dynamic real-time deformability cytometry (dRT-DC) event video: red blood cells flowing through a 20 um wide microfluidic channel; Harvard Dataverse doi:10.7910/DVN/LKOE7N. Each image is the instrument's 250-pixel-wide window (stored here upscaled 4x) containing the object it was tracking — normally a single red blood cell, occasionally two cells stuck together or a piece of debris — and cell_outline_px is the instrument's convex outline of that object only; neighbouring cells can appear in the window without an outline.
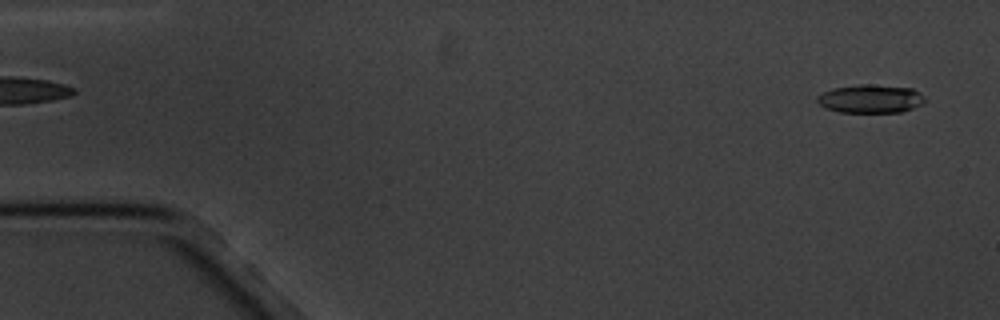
{"species": "common noctule bat (a hibernating species)", "species_latin": "Nyctalus noctula", "temperature_condition": "cold", "stored_images_in_passage": 5, "camera_frame_rate_fps": 3000, "um_per_image_px": 0.085, "animal": {"sex": "male", "body_mass_g": 20.1, "forearm_length_mm": 53.5}, "frame": {"image": 1, "passage_image": 5, "time_ms": 4.667, "image_size_px": [1000, 320], "cell_outline_px": [[924, 104], [900, 112], [840, 112], [828, 108], [820, 104], [816, 100], [816, 96], [832, 88], [856, 84], [868, 84], [912, 88], [924, 96]], "centroid_in_image_um": [73.99, 8.39], "position_along_channel_um": 11.0, "area_um2": 17.74}}